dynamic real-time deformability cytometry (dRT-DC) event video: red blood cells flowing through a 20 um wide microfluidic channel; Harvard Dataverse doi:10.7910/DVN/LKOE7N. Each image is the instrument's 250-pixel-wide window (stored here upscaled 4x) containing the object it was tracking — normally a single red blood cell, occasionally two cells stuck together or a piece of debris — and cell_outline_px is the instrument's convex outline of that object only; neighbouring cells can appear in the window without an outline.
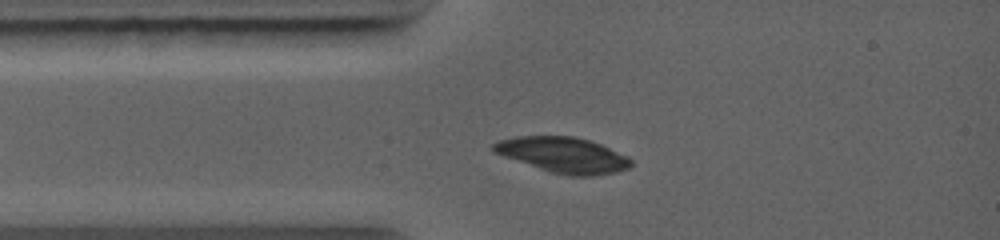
{"species": "common noctule bat (a hibernating species)", "species_latin": "Nyctalus noctula", "temperature_condition": "warm", "stored_images_in_passage": 11, "camera_frame_rate_fps": 5000, "um_per_image_px": 0.085, "animal": {"sex": "female", "body_mass_g": 19.0, "forearm_length_mm": 56.7}, "frame": {"image": 1, "passage_image": 5, "time_ms": 2.0, "image_size_px": [1000, 240], "cell_outline_px": [[632, 164], [628, 168], [616, 172], [592, 176], [568, 176], [552, 172], [492, 152], [492, 144], [500, 140], [516, 136], [572, 136], [588, 140], [600, 144], [628, 156], [632, 160]], "centroid_in_image_um": [47.88, 13.17], "position_along_channel_um": 37.1, "area_um2": 28.21}}
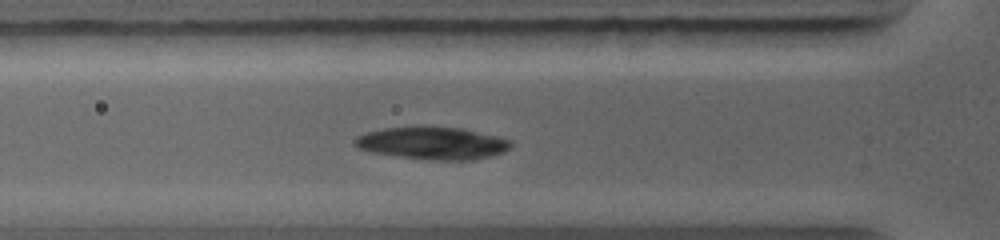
{"frame": {"image": 2, "passage_image": 7, "time_ms": 3.2, "image_size_px": [1000, 240], "cell_outline_px": [[512, 148], [504, 152], [472, 160], [432, 160], [372, 152], [356, 148], [352, 144], [352, 140], [356, 136], [364, 132], [384, 128], [464, 128], [512, 140]], "centroid_in_image_um": [36.75, 12.18], "position_along_channel_um": 89.0, "area_um2": 29.19}}
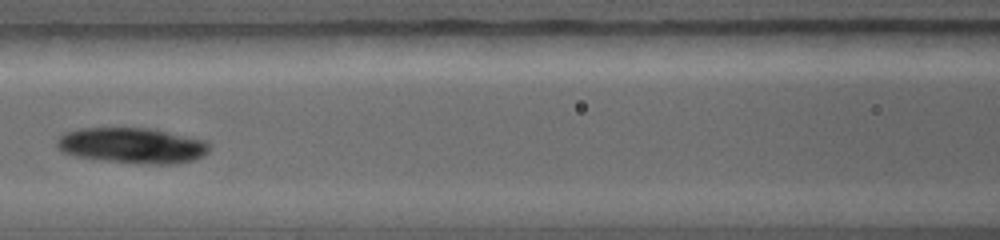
{"frame": {"image": 3, "passage_image": 10, "time_ms": 4.6, "image_size_px": [1000, 240], "cell_outline_px": [[208, 152], [204, 156], [196, 160], [180, 164], [148, 164], [96, 160], [76, 156], [60, 152], [56, 148], [56, 140], [64, 132], [76, 128], [152, 128], [208, 140]], "centroid_in_image_um": [11.24, 12.37], "position_along_channel_um": 155.4, "area_um2": 32.43}}